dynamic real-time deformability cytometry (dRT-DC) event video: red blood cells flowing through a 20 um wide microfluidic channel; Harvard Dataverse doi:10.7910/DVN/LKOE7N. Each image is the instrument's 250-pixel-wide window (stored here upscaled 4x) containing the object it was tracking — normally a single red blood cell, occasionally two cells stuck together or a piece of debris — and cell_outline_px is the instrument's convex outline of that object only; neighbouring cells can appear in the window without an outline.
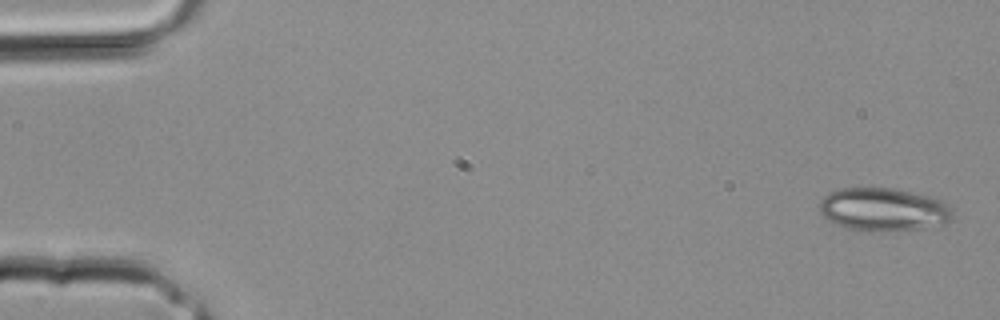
{"species": "common noctule bat (a hibernating species)", "species_latin": "Nyctalus noctula", "temperature_condition": "room temperature", "stored_images_in_passage": 3, "camera_frame_rate_fps": 3000, "um_per_image_px": 0.085, "animal": {"sex": "male", "body_mass_g": 20.4}, "frame": {"image": 1, "passage_image": 1, "time_ms": 0.0, "image_size_px": [1000, 320], "cell_outline_px": [[952, 216], [944, 224], [924, 228], [896, 232], [868, 232], [848, 228], [836, 224], [828, 220], [820, 212], [820, 200], [828, 192], [840, 188], [896, 188], [936, 196], [944, 200], [952, 208]], "centroid_in_image_um": [75.14, 17.81], "position_along_channel_um": 9.9, "area_um2": 34.39}}